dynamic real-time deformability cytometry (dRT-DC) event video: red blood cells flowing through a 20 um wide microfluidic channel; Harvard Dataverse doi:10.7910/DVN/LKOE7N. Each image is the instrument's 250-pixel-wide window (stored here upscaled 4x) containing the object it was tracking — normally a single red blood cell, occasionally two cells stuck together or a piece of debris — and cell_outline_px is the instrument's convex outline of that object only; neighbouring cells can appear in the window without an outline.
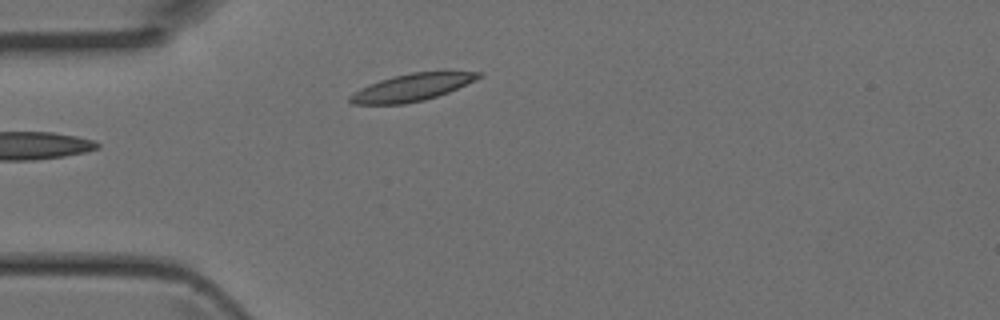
{"species": "Egyptian fruit bat (a non-hibernating species)", "species_latin": "Rousettus aegyptiacus", "temperature_condition": "room temperature", "stored_images_in_passage": 6, "camera_frame_rate_fps": 3000, "um_per_image_px": 0.085, "animal": {"sex": "female"}, "frame": {"image": 1, "passage_image": 6, "time_ms": 1.667, "image_size_px": [1000, 320], "cell_outline_px": [[484, 76], [476, 80], [448, 92], [424, 100], [404, 104], [352, 104], [348, 100], [348, 96], [360, 88], [368, 84], [392, 76], [412, 72], [484, 72]], "centroid_in_image_um": [34.99, 7.43], "position_along_channel_um": 50.0, "area_um2": 20.35}}